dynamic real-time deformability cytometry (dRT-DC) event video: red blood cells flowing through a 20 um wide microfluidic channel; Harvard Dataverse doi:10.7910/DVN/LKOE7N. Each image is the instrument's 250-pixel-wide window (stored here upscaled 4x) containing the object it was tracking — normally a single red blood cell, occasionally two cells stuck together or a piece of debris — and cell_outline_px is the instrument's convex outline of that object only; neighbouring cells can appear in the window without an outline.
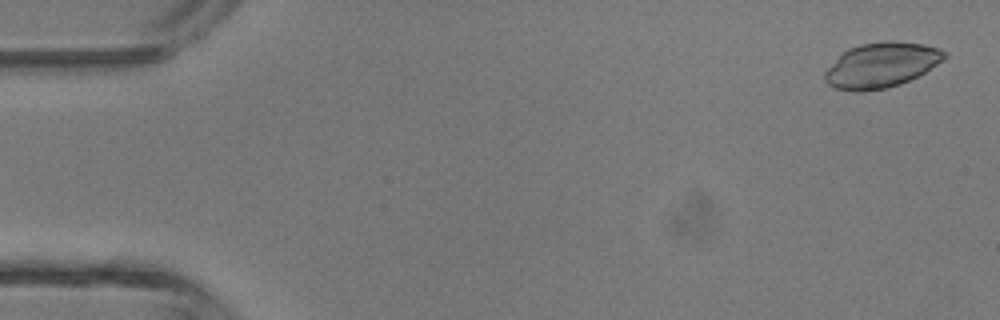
{"species": "common noctule bat (a hibernating species)", "species_latin": "Nyctalus noctula", "temperature_condition": "room temperature", "stored_images_in_passage": 4, "camera_frame_rate_fps": 3000, "um_per_image_px": 0.085, "animal": {"sex": "male", "body_mass_g": 13.3}, "frame": {"image": 1, "passage_image": 1, "time_ms": 0.0, "image_size_px": [1000, 320], "cell_outline_px": [[948, 56], [944, 60], [924, 72], [900, 84], [888, 88], [856, 92], [836, 88], [828, 84], [824, 80], [824, 72], [848, 48], [860, 44], [884, 40], [892, 40], [924, 44], [940, 48], [948, 52]], "centroid_in_image_um": [74.94, 5.51], "position_along_channel_um": 10.1, "area_um2": 31.44}}
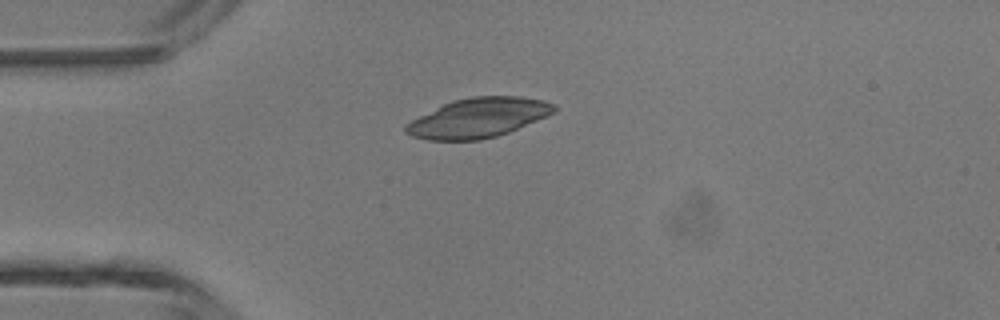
{"frame": {"image": 2, "passage_image": 4, "time_ms": 3.333, "image_size_px": [1000, 320], "cell_outline_px": [[556, 112], [548, 116], [508, 132], [496, 136], [480, 140], [428, 140], [412, 136], [404, 132], [404, 124], [452, 100], [472, 96], [520, 96], [544, 100], [556, 104]], "centroid_in_image_um": [40.68, 10.01], "position_along_channel_um": 44.3, "area_um2": 34.16}}